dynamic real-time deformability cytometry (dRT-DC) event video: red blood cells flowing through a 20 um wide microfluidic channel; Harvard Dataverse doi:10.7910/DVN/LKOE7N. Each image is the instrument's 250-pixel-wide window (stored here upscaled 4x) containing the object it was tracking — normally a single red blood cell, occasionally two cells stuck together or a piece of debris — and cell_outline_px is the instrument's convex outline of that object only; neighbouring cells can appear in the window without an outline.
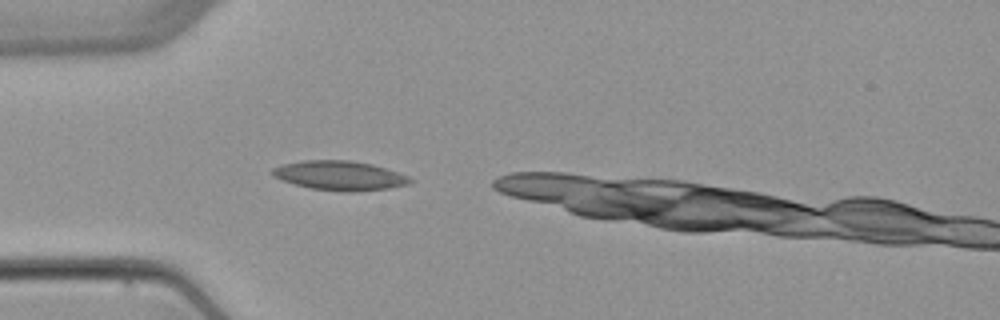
{"species": "common noctule bat (a hibernating species)", "species_latin": "Nyctalus noctula", "temperature_condition": "warm", "stored_images_in_passage": 1, "camera_frame_rate_fps": 3000, "um_per_image_px": 0.085, "animal": {"sex": "female", "body_mass_g": 22.7, "forearm_length_mm": 54.2}, "frame": {"image": 1, "passage_image": 1, "time_ms": 0.0, "image_size_px": [1000, 320], "cell_outline_px": [[412, 180], [408, 184], [388, 188], [352, 192], [344, 192], [308, 188], [280, 180], [272, 176], [268, 172], [272, 168], [280, 164], [300, 160], [348, 160], [372, 164], [408, 176]], "centroid_in_image_um": [28.76, 14.92], "position_along_channel_um": 56.2, "area_um2": 23.76}}